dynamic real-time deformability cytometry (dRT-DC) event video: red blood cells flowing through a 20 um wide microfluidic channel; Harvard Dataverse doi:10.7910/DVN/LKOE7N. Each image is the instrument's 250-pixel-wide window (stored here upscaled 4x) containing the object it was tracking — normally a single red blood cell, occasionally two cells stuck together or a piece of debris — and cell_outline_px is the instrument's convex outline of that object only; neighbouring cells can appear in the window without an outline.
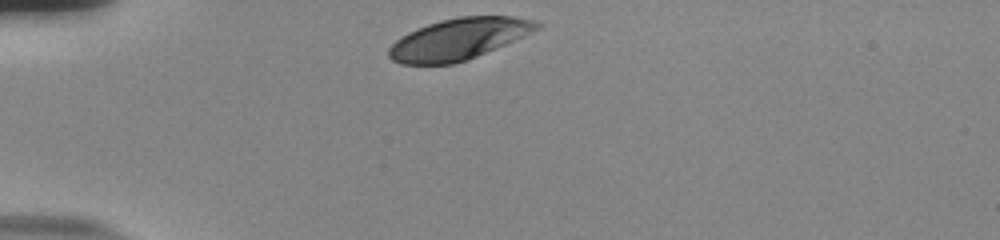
{"species": "human", "species_latin": "Homo sapiens", "temperature_condition": "room temperature", "stored_images_in_passage": 32, "camera_frame_rate_fps": 3000, "um_per_image_px": 0.085, "donor": {"sex": "male"}, "frame": {"image": 1, "passage_image": 1, "time_ms": 0.0, "image_size_px": [1000, 240], "cell_outline_px": [[540, 28], [468, 60], [452, 64], [400, 64], [392, 60], [388, 56], [388, 48], [400, 36], [416, 28], [440, 20], [460, 16], [512, 16], [532, 20], [540, 24]], "centroid_in_image_um": [38.92, 3.32], "position_along_channel_um": 46.1, "area_um2": 35.37}}
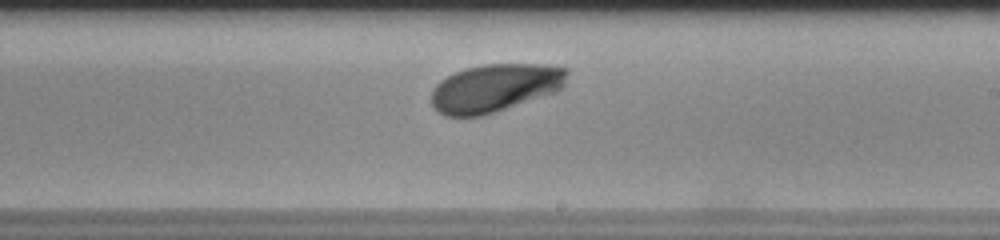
{"frame": {"image": 2, "passage_image": 20, "time_ms": 6.333, "image_size_px": [1000, 240], "cell_outline_px": [[568, 72], [564, 84], [556, 92], [484, 116], [444, 116], [432, 104], [432, 88], [440, 80], [464, 68], [484, 64], [544, 64], [568, 68]], "centroid_in_image_um": [42.08, 7.47], "position_along_channel_um": 246.9, "area_um2": 38.09}}
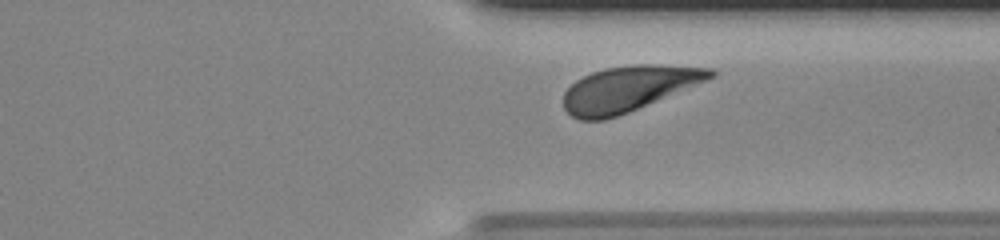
{"frame": {"image": 3, "passage_image": 29, "time_ms": 9.333, "image_size_px": [1000, 240], "cell_outline_px": [[716, 76], [628, 112], [604, 120], [580, 120], [572, 116], [564, 108], [564, 92], [576, 80], [592, 72], [604, 68], [632, 64], [660, 64], [712, 68], [716, 72]], "centroid_in_image_um": [53.41, 7.52], "position_along_channel_um": 358.0, "area_um2": 38.55}, "authors_computed_cell_mechanics": {"area_um2": 37.9457, "velocity_mm_per_s": 3.6867, "shape_relaxation_time_tau1_ms": 1.7935, "shape_relaxation_time_tau2_ms": null, "deformation_change_tau1": 0.1213, "deformation_change_tau2": null}}